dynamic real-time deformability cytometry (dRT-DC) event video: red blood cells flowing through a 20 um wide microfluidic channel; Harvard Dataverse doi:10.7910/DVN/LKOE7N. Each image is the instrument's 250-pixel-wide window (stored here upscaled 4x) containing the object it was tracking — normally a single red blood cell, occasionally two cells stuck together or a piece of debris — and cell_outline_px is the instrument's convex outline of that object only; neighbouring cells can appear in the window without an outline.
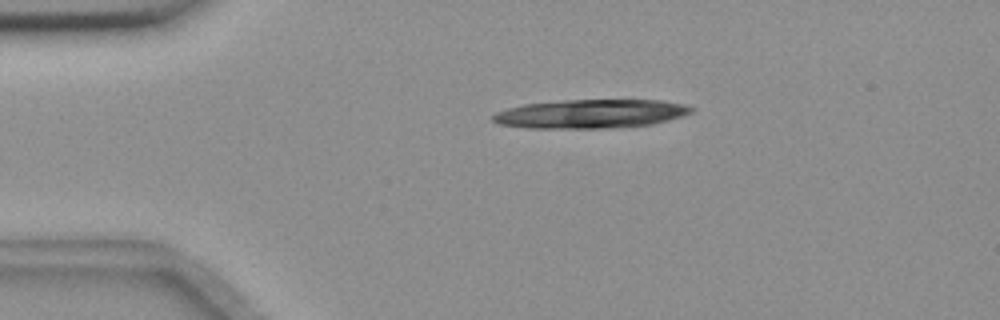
{"species": "common noctule bat (a hibernating species)", "species_latin": "Nyctalus noctula", "temperature_condition": "room temperature", "stored_images_in_passage": 13, "camera_frame_rate_fps": 3000, "um_per_image_px": 0.085, "animal": {"sex": "female", "body_mass_g": 18.4}, "frame": {"image": 1, "passage_image": 3, "time_ms": 0.667, "image_size_px": [1000, 320], "cell_outline_px": [[692, 112], [680, 116], [652, 124], [612, 128], [528, 128], [500, 124], [492, 120], [492, 116], [496, 112], [508, 108], [524, 104], [564, 100], [660, 100], [684, 104], [692, 108]], "centroid_in_image_um": [50.17, 9.67], "position_along_channel_um": 34.8, "area_um2": 33.06}}